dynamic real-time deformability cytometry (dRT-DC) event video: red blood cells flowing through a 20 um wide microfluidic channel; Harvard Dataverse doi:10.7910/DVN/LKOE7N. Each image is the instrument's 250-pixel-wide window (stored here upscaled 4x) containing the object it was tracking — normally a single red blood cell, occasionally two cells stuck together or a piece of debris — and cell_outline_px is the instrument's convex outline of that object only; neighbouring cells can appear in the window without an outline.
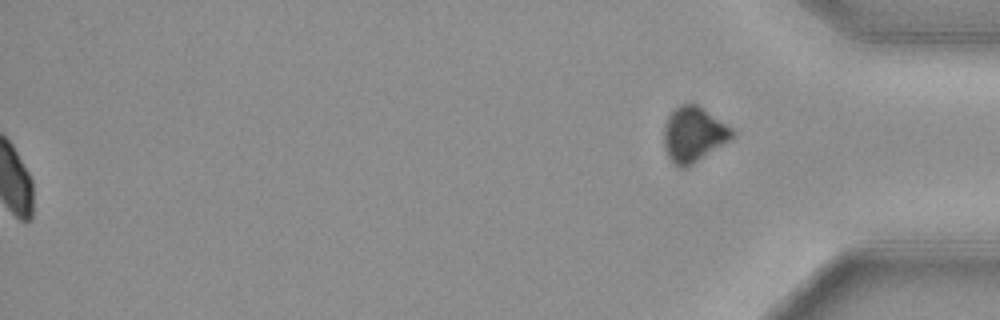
{"species": "common noctule bat (a hibernating species)", "species_latin": "Nyctalus noctula", "temperature_condition": "cold", "stored_images_in_passage": 53, "segment_of_instrument_passage": [2, 2], "camera_frame_rate_fps": 3000, "um_per_image_px": 0.085, "animal": {"sex": "female", "body_mass_g": 29.2, "forearm_length_mm": 56.3}, "frame": {"image": 1, "passage_image": 53, "time_ms": 17.333, "image_size_px": [1000, 320], "cell_outline_px": [[732, 136], [728, 140], [688, 168], [676, 168], [672, 164], [664, 148], [664, 124], [668, 116], [680, 104], [696, 104], [732, 128]], "centroid_in_image_um": [58.89, 11.46], "position_along_channel_um": 376.3, "area_um2": 21.68}}